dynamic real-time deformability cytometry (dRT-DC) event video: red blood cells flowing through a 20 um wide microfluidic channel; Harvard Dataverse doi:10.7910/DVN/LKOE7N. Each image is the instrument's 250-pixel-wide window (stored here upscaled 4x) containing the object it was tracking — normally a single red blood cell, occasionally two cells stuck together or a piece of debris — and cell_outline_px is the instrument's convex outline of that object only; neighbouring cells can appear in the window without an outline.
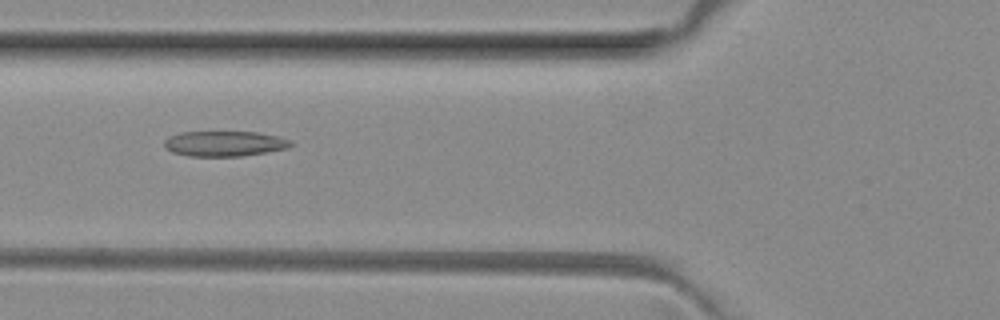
{"species": "common noctule bat (a hibernating species)", "species_latin": "Nyctalus noctula", "temperature_condition": "room temperature", "stored_images_in_passage": 44, "camera_frame_rate_fps": 3000, "um_per_image_px": 0.085, "animal": {"sex": "female", "body_mass_g": 29.2, "forearm_length_mm": 56.3}, "frame": {"image": 1, "passage_image": 16, "time_ms": 5.0, "image_size_px": [1000, 320], "cell_outline_px": [[296, 144], [288, 148], [268, 152], [240, 156], [188, 156], [172, 152], [164, 148], [164, 140], [168, 136], [180, 132], [256, 132], [280, 136], [292, 140]], "centroid_in_image_um": [19.11, 12.2], "position_along_channel_um": 106.7, "area_um2": 18.96}}
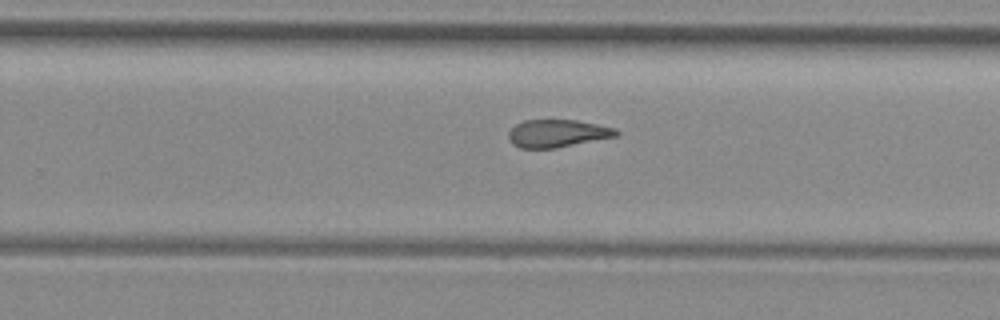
{"frame": {"image": 2, "passage_image": 29, "time_ms": 9.333, "image_size_px": [1000, 320], "cell_outline_px": [[620, 132], [616, 136], [556, 148], [520, 148], [512, 144], [508, 136], [508, 132], [516, 124], [524, 120], [576, 120], [616, 128]], "centroid_in_image_um": [47.36, 11.34], "position_along_channel_um": 282.4, "area_um2": 17.28}}
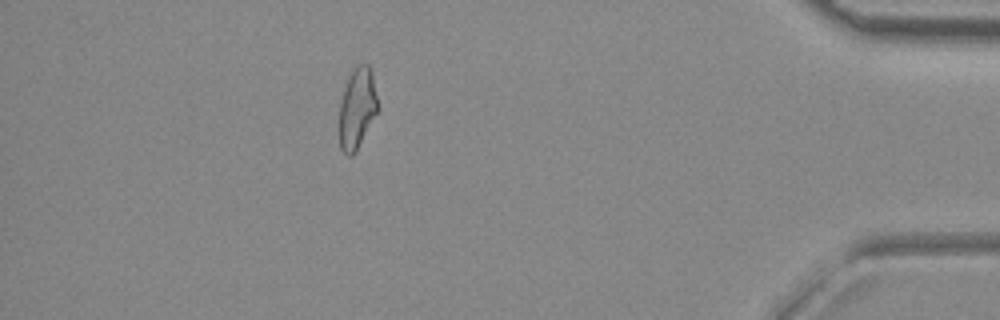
{"frame": {"image": 3, "passage_image": 42, "time_ms": 13.667, "image_size_px": [1000, 320], "cell_outline_px": [[380, 108], [356, 152], [352, 156], [348, 156], [340, 148], [340, 104], [344, 88], [356, 64], [368, 64], [372, 72]], "centroid_in_image_um": [30.39, 9.21], "position_along_channel_um": 404.8, "area_um2": 18.21}, "authors_computed_cell_mechanics": {"area_um2": 18.785, "velocity_mm_per_s": 4.0594, "shape_relaxation_time_tau1_ms": null, "shape_relaxation_time_tau2_ms": 3.121, "deformation_change_tau1": null, "deformation_change_tau2": 0.1173}}